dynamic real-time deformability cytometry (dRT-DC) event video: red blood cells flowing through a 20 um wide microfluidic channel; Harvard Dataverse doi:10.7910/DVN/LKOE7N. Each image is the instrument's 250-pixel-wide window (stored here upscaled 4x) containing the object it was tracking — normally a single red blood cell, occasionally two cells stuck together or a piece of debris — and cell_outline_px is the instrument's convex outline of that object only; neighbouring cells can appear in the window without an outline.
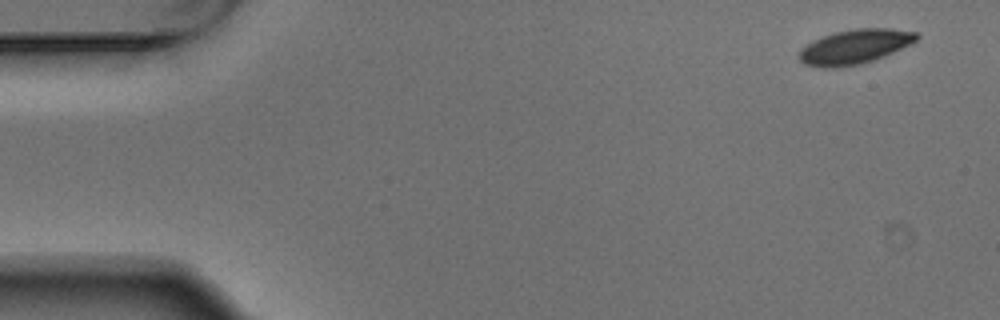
{"species": "Egyptian fruit bat (a non-hibernating species)", "species_latin": "Rousettus aegyptiacus", "temperature_condition": "warm", "stored_images_in_passage": 7, "camera_frame_rate_fps": 3000, "um_per_image_px": 0.085, "animal": {"sex": "male"}, "frame": {"image": 1, "passage_image": 1, "time_ms": 0.0, "image_size_px": [1000, 320], "cell_outline_px": [[920, 36], [916, 40], [884, 56], [872, 60], [840, 68], [824, 68], [804, 64], [796, 56], [808, 44], [824, 36], [836, 32], [856, 28], [888, 28], [916, 32]], "centroid_in_image_um": [72.64, 3.97], "position_along_channel_um": 12.4, "area_um2": 23.12}}
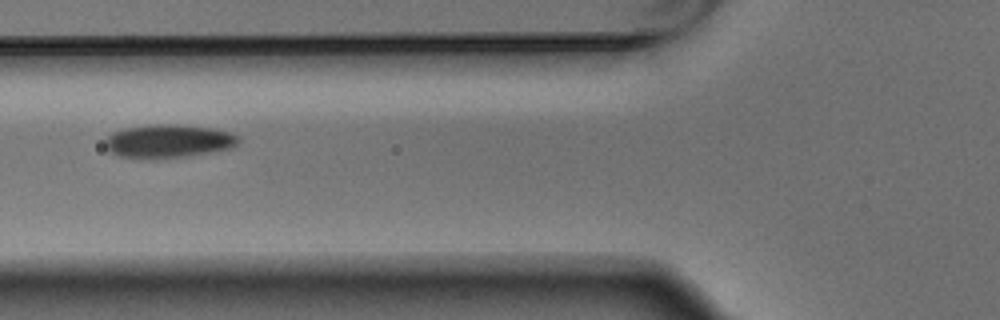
{"frame": {"image": 2, "passage_image": 6, "time_ms": 1.667, "image_size_px": [1000, 320], "cell_outline_px": [[240, 140], [232, 148], [212, 152], [188, 156], [156, 160], [148, 160], [120, 156], [112, 152], [104, 144], [104, 140], [112, 132], [124, 128], [148, 124], [176, 124], [216, 128], [240, 136]], "centroid_in_image_um": [14.31, 12.0], "position_along_channel_um": 111.5, "area_um2": 26.53}}
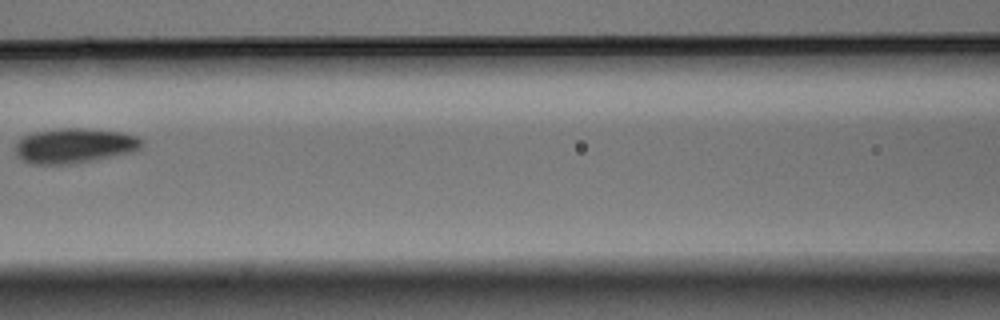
{"frame": {"image": 3, "passage_image": 7, "time_ms": 2.0, "image_size_px": [1000, 320], "cell_outline_px": [[144, 144], [140, 148], [132, 152], [96, 160], [68, 164], [28, 164], [16, 156], [16, 144], [24, 136], [36, 132], [60, 128], [84, 128], [120, 132], [136, 136]], "centroid_in_image_um": [6.32, 12.39], "position_along_channel_um": 160.3, "area_um2": 25.66}}